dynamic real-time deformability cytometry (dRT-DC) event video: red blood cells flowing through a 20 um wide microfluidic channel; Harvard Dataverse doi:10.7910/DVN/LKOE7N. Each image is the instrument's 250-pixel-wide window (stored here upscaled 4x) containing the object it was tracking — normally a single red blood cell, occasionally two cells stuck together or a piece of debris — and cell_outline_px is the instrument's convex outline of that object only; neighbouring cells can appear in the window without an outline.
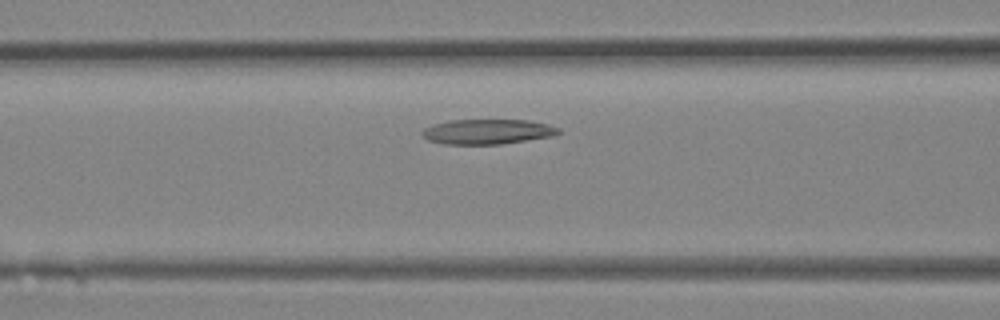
{"species": "Egyptian fruit bat (a non-hibernating species)", "species_latin": "Rousettus aegyptiacus", "temperature_condition": "room temperature", "stored_images_in_passage": 23, "camera_frame_rate_fps": 3000, "um_per_image_px": 0.085, "animal": {"sex": "female"}, "frame": {"image": 1, "passage_image": 6, "time_ms": 1.667, "image_size_px": [1000, 320], "cell_outline_px": [[560, 132], [552, 136], [500, 144], [444, 144], [428, 140], [420, 132], [424, 128], [432, 124], [448, 120], [528, 120], [548, 124], [560, 128]], "centroid_in_image_um": [41.41, 11.18], "position_along_channel_um": 125.2, "area_um2": 19.83}}
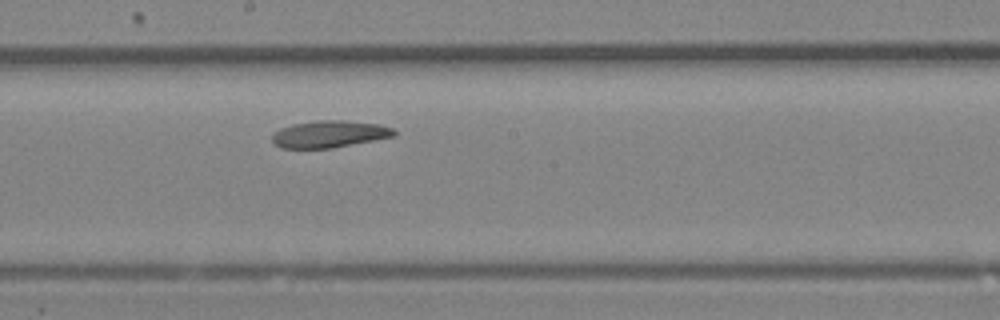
{"frame": {"image": 2, "passage_image": 11, "time_ms": 3.333, "image_size_px": [1000, 320], "cell_outline_px": [[396, 136], [332, 148], [280, 148], [272, 144], [272, 132], [280, 128], [292, 124], [316, 120], [344, 120], [380, 124], [396, 128]], "centroid_in_image_um": [27.99, 11.39], "position_along_channel_um": 220.2, "area_um2": 19.54}}
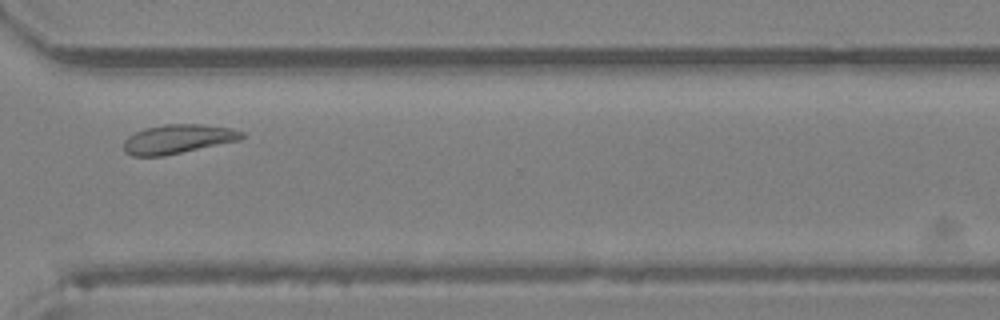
{"frame": {"image": 3, "passage_image": 18, "time_ms": 5.667, "image_size_px": [1000, 320], "cell_outline_px": [[244, 136], [240, 140], [164, 156], [132, 156], [124, 152], [124, 140], [128, 136], [144, 128], [164, 124], [200, 124], [232, 128], [244, 132]], "centroid_in_image_um": [15.11, 11.82], "position_along_channel_um": 355.5, "area_um2": 20.11}}